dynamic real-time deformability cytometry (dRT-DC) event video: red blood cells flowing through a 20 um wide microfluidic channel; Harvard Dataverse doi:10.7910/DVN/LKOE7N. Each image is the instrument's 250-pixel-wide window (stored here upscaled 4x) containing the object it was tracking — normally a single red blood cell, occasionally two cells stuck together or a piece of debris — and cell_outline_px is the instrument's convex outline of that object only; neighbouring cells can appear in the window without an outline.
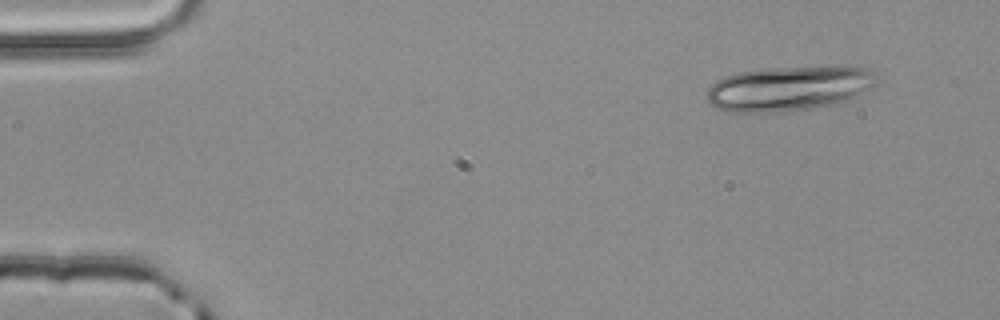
{"species": "common noctule bat (a hibernating species)", "species_latin": "Nyctalus noctula", "temperature_condition": "room temperature", "stored_images_in_passage": 3, "camera_frame_rate_fps": 3000, "um_per_image_px": 0.085, "animal": {"sex": "male", "body_mass_g": 20.4}, "frame": {"image": 1, "passage_image": 1, "time_ms": 0.0, "image_size_px": [1000, 320], "cell_outline_px": [[876, 84], [852, 96], [832, 104], [792, 112], [724, 112], [708, 104], [708, 88], [716, 80], [740, 72], [768, 68], [848, 64], [868, 68], [872, 72], [876, 80]], "centroid_in_image_um": [67.03, 7.49], "position_along_channel_um": 18.0, "area_um2": 44.68}}